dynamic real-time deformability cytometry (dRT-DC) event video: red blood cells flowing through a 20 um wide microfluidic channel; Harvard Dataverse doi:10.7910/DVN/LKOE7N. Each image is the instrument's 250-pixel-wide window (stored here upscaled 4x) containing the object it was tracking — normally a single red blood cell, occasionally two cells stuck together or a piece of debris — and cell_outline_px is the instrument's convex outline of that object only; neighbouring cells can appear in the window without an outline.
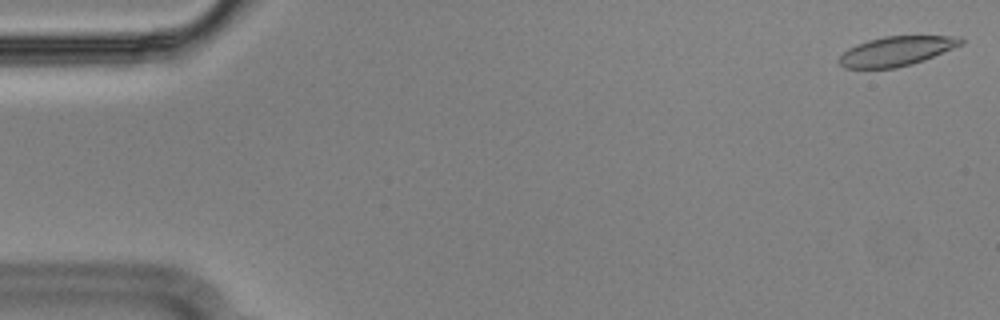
{"species": "Egyptian fruit bat (a non-hibernating species)", "species_latin": "Rousettus aegyptiacus", "temperature_condition": "cold", "stored_images_in_passage": 55, "camera_frame_rate_fps": 3000, "um_per_image_px": 0.085, "animal": {"sex": "male"}, "frame": {"image": 1, "passage_image": 1, "time_ms": 0.0, "image_size_px": [1000, 320], "cell_outline_px": [[964, 44], [924, 60], [912, 64], [896, 68], [844, 68], [836, 60], [848, 48], [856, 44], [868, 40], [884, 36], [960, 36], [964, 40]], "centroid_in_image_um": [76.2, 4.34], "position_along_channel_um": 8.8, "area_um2": 21.04}}
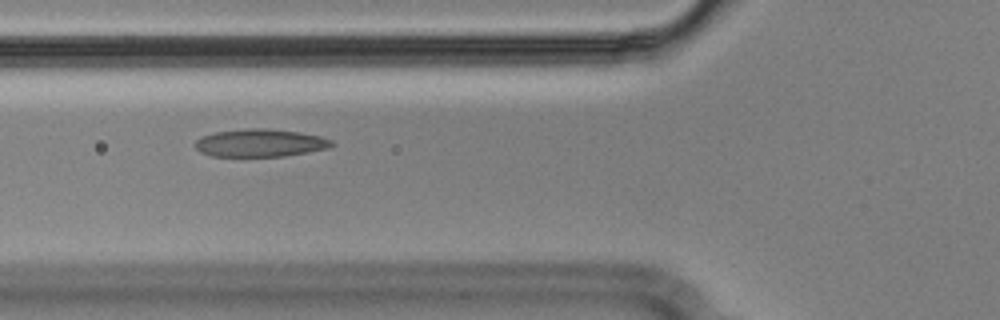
{"frame": {"image": 2, "passage_image": 20, "time_ms": 6.333, "image_size_px": [1000, 320], "cell_outline_px": [[336, 144], [328, 148], [308, 152], [284, 156], [212, 156], [200, 152], [196, 148], [196, 140], [200, 136], [216, 132], [244, 128], [264, 128], [300, 132], [320, 136], [332, 140]], "centroid_in_image_um": [22.12, 12.14], "position_along_channel_um": 103.7, "area_um2": 22.14}}
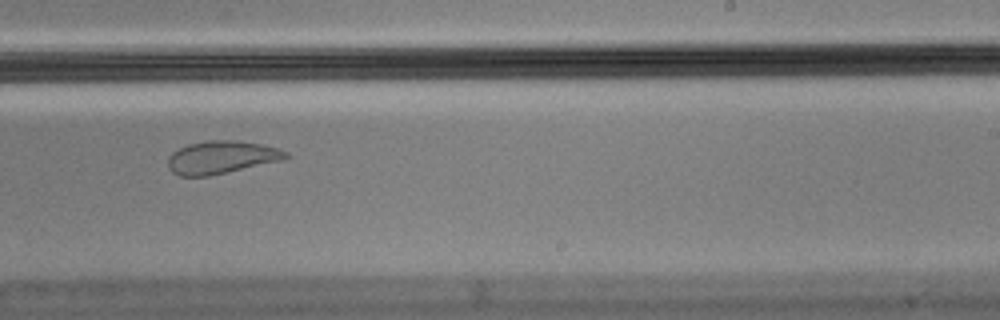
{"frame": {"image": 3, "passage_image": 34, "time_ms": 11.0, "image_size_px": [1000, 320], "cell_outline_px": [[288, 156], [280, 160], [208, 176], [180, 176], [172, 172], [168, 168], [168, 156], [172, 152], [188, 144], [208, 140], [236, 140], [260, 144], [276, 148], [288, 152]], "centroid_in_image_um": [18.75, 13.36], "position_along_channel_um": 270.2, "area_um2": 22.2}, "authors_computed_cell_mechanics": {"area_um2": 22.5998, "velocity_mm_per_s": 3.568, "shape_relaxation_time_tau1_ms": null, "shape_relaxation_time_tau2_ms": 1.6092, "deformation_change_tau1": null, "deformation_change_tau2": 0.0686}}